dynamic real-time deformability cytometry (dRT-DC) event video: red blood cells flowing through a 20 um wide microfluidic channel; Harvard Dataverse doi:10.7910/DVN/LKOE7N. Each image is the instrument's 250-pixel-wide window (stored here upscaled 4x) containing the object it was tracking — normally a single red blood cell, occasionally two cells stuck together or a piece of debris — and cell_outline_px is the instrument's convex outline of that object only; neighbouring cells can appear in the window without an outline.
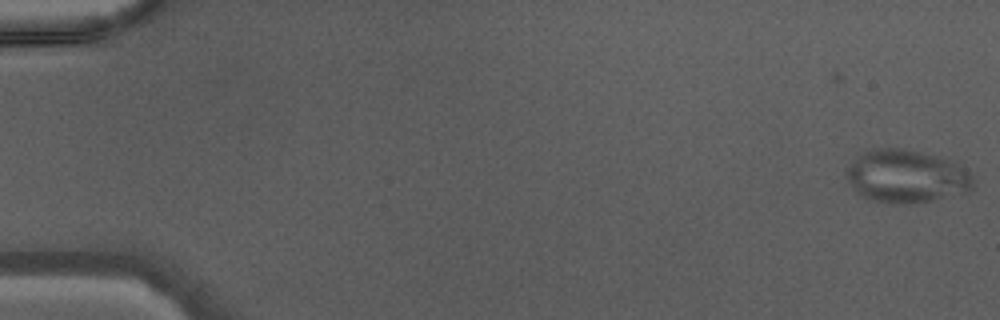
{"species": "Egyptian fruit bat (a non-hibernating species)", "species_latin": "Rousettus aegyptiacus", "temperature_condition": "warm", "stored_images_in_passage": 46, "camera_frame_rate_fps": 3000, "um_per_image_px": 0.085, "animal": {"sex": "male"}, "frame": {"image": 1, "passage_image": 1, "time_ms": 0.0, "image_size_px": [1000, 320], "cell_outline_px": [[972, 188], [968, 192], [928, 200], [896, 204], [892, 204], [860, 196], [852, 188], [844, 172], [864, 152], [880, 148], [900, 148], [920, 152], [936, 156], [948, 160], [956, 164], [972, 176]], "centroid_in_image_um": [77.01, 14.99], "position_along_channel_um": 8.0, "area_um2": 38.15}}
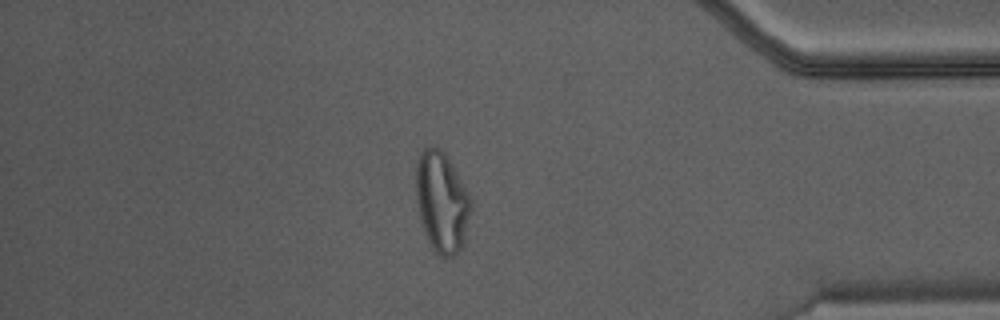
{"frame": {"image": 2, "passage_image": 40, "time_ms": 13.0, "image_size_px": [1000, 320], "cell_outline_px": [[472, 204], [464, 240], [460, 248], [452, 256], [444, 260], [436, 252], [428, 240], [420, 216], [416, 196], [416, 160], [420, 152], [424, 148], [432, 144], [440, 148], [444, 152], [456, 172], [472, 200]], "centroid_in_image_um": [37.54, 17.13], "position_along_channel_um": 397.7, "area_um2": 31.91}}
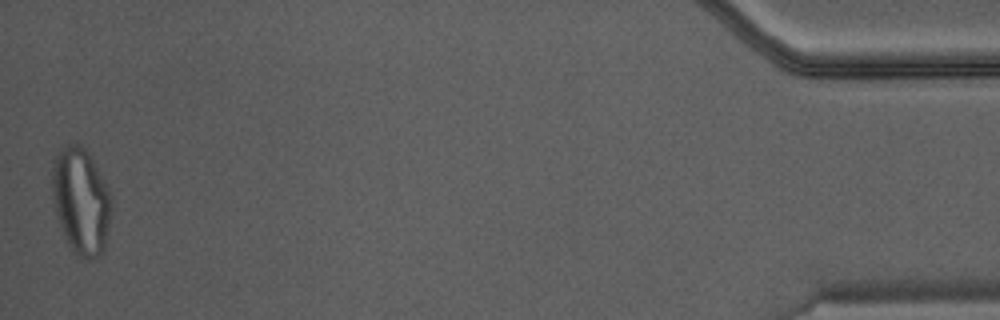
{"frame": {"image": 3, "passage_image": 46, "time_ms": 15.0, "image_size_px": [1000, 320], "cell_outline_px": [[112, 208], [104, 252], [96, 256], [84, 260], [72, 248], [64, 236], [56, 216], [52, 188], [52, 164], [56, 152], [64, 144], [80, 144], [84, 148], [92, 160], [112, 200]], "centroid_in_image_um": [6.86, 17.08], "position_along_channel_um": 428.3, "area_um2": 36.36}}